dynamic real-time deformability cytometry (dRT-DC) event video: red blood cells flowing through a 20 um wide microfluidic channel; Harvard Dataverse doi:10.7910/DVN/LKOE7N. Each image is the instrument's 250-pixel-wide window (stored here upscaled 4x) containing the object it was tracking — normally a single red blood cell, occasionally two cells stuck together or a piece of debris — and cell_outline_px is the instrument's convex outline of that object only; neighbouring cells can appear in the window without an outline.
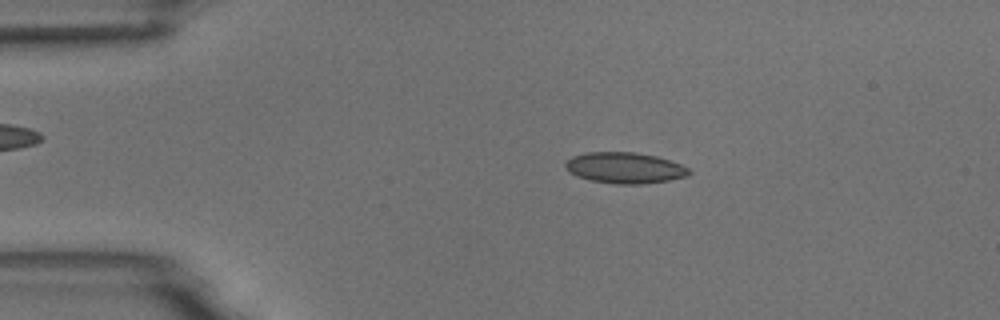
{"species": "common noctule bat (a hibernating species)", "species_latin": "Nyctalus noctula", "temperature_condition": "room temperature", "stored_images_in_passage": 5, "camera_frame_rate_fps": 3000, "um_per_image_px": 0.085, "animal": {"sex": "male", "body_mass_g": 18.8}, "frame": {"image": 1, "passage_image": 3, "time_ms": 2.333, "image_size_px": [1000, 320], "cell_outline_px": [[692, 172], [688, 176], [668, 180], [644, 184], [616, 184], [592, 180], [576, 176], [564, 164], [572, 156], [588, 152], [636, 152], [656, 156], [680, 164], [688, 168]], "centroid_in_image_um": [53.14, 14.27], "position_along_channel_um": 31.9, "area_um2": 22.14}}